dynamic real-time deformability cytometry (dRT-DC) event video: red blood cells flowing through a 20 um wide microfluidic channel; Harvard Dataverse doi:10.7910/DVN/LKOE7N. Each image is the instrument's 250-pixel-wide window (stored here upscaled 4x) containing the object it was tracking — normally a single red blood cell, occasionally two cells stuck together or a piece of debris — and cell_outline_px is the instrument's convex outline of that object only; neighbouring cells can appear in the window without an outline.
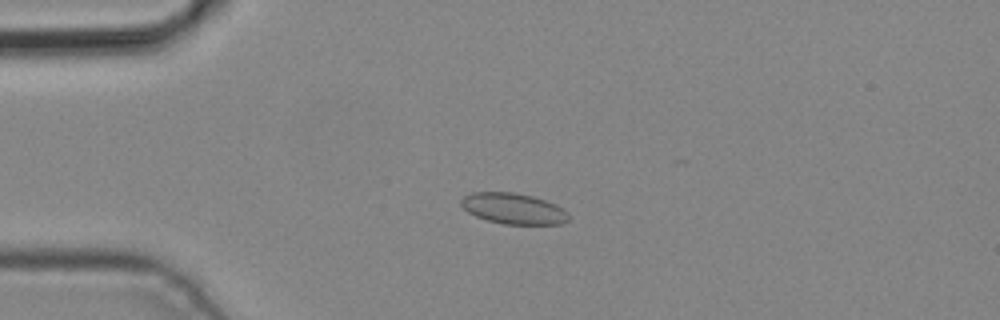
{"species": "common noctule bat (a hibernating species)", "species_latin": "Nyctalus noctula", "temperature_condition": "cold", "stored_images_in_passage": 4, "camera_frame_rate_fps": 3000, "um_per_image_px": 0.085, "animal": {"sex": "male", "body_mass_g": 19.2, "forearm_length_mm": 51.8}, "frame": {"image": 1, "passage_image": 2, "time_ms": 0.333, "image_size_px": [1000, 320], "cell_outline_px": [[568, 220], [560, 224], [504, 224], [488, 220], [476, 216], [468, 212], [460, 204], [460, 200], [464, 196], [472, 192], [512, 192], [532, 196], [544, 200], [568, 212]], "centroid_in_image_um": [43.6, 17.73], "position_along_channel_um": 41.4, "area_um2": 19.07}}
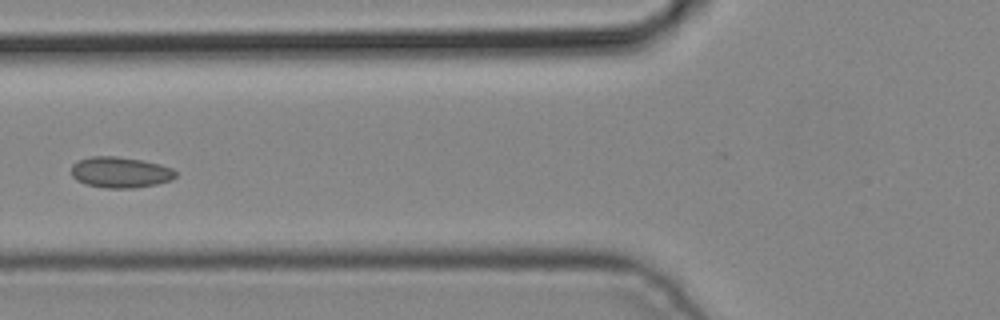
{"frame": {"image": 2, "passage_image": 4, "time_ms": 1.0, "image_size_px": [1000, 320], "cell_outline_px": [[176, 176], [172, 180], [156, 184], [132, 188], [104, 188], [84, 184], [76, 180], [72, 176], [72, 164], [80, 160], [92, 156], [116, 156], [140, 160], [160, 164], [172, 168], [176, 172]], "centroid_in_image_um": [10.22, 14.65], "position_along_channel_um": 115.6, "area_um2": 18.79}}